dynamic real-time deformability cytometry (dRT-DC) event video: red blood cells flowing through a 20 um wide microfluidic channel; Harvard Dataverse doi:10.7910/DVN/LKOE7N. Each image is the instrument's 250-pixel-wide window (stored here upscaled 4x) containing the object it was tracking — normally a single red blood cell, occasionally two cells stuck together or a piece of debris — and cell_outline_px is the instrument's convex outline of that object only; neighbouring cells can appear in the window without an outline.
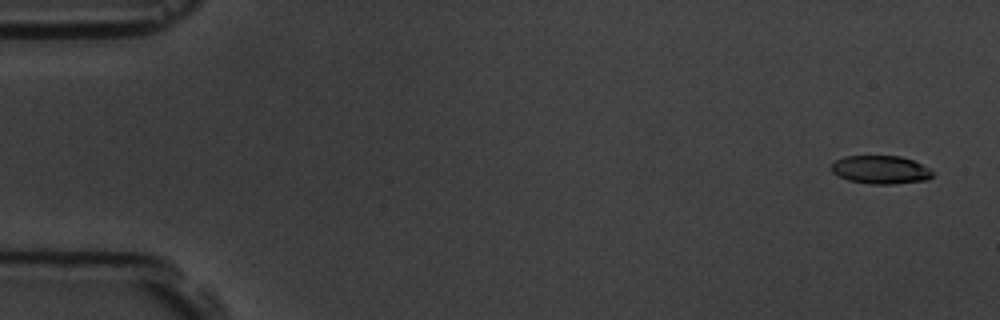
{"species": "common noctule bat (a hibernating species)", "species_latin": "Nyctalus noctula", "temperature_condition": "room temperature", "stored_images_in_passage": 6, "camera_frame_rate_fps": 3000, "um_per_image_px": 0.085, "animal": {"sex": "male", "body_mass_g": 19.5, "forearm_length_mm": 54.6}, "frame": {"image": 1, "passage_image": 1, "time_ms": 0.0, "image_size_px": [1000, 320], "cell_outline_px": [[936, 172], [928, 180], [892, 184], [872, 184], [848, 180], [832, 172], [832, 164], [836, 160], [844, 156], [900, 156], [912, 160]], "centroid_in_image_um": [74.88, 14.43], "position_along_channel_um": 10.1, "area_um2": 16.59}}
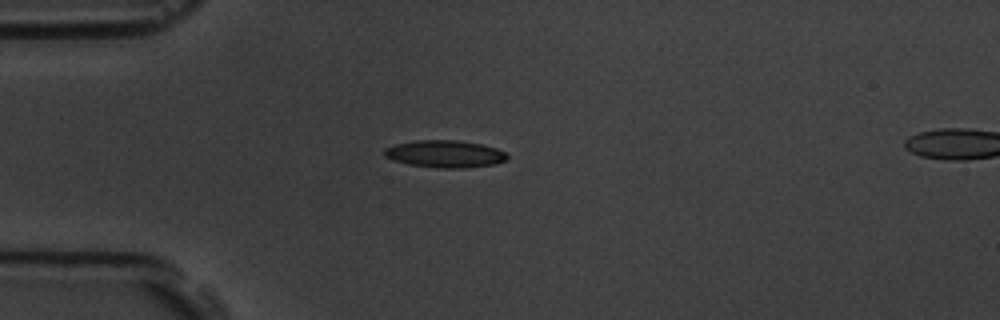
{"frame": {"image": 2, "passage_image": 4, "time_ms": 4.333, "image_size_px": [1000, 320], "cell_outline_px": [[508, 160], [496, 164], [464, 168], [440, 168], [408, 164], [392, 160], [384, 156], [384, 148], [396, 144], [412, 140], [456, 140], [480, 144], [496, 148], [504, 152], [508, 156]], "centroid_in_image_um": [37.81, 13.08], "position_along_channel_um": 47.2, "area_um2": 19.59}}
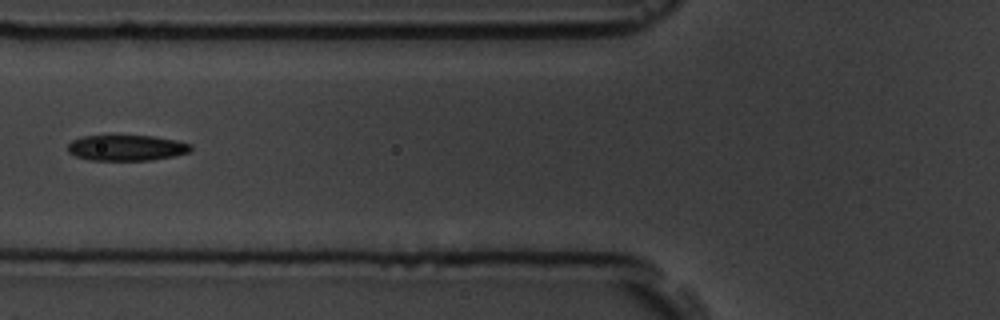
{"frame": {"image": 3, "passage_image": 6, "time_ms": 6.667, "image_size_px": [1000, 320], "cell_outline_px": [[192, 148], [188, 152], [172, 156], [152, 160], [88, 160], [76, 156], [68, 152], [68, 144], [72, 140], [84, 136], [152, 136], [176, 140], [192, 144]], "centroid_in_image_um": [10.75, 12.57], "position_along_channel_um": 115.1, "area_um2": 18.32}}